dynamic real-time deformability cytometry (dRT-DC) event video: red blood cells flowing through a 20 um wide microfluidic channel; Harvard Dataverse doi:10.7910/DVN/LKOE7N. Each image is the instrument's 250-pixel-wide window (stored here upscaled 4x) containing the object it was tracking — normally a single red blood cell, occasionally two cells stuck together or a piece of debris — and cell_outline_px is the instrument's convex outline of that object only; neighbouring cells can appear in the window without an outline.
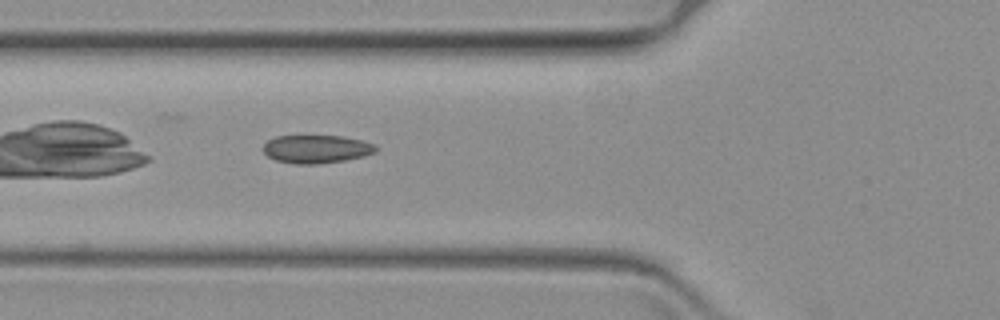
{"species": "common noctule bat (a hibernating species)", "species_latin": "Nyctalus noctula", "temperature_condition": "warm", "stored_images_in_passage": 42, "camera_frame_rate_fps": 3000, "um_per_image_px": 0.085, "animal": {"sex": "female", "body_mass_g": 19.3, "forearm_length_mm": 54.1}, "frame": {"image": 1, "passage_image": 5, "time_ms": 1.333, "image_size_px": [1000, 320], "cell_outline_px": [[376, 152], [364, 156], [344, 160], [316, 164], [296, 164], [276, 160], [268, 156], [264, 152], [264, 144], [268, 140], [276, 136], [340, 136], [360, 140], [376, 144]], "centroid_in_image_um": [26.9, 12.67], "position_along_channel_um": 98.9, "area_um2": 18.32}}
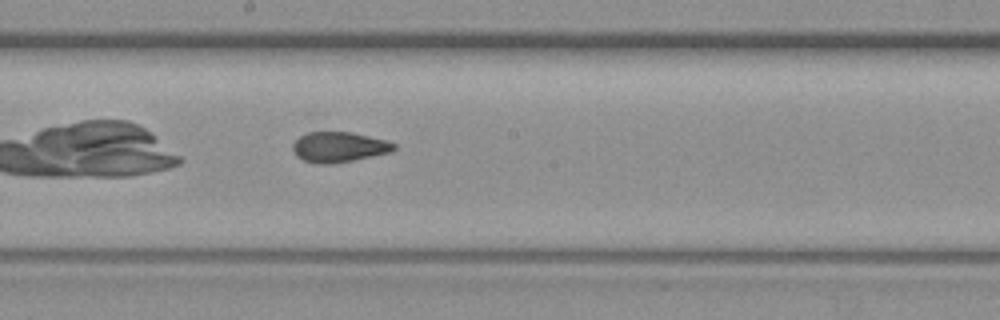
{"frame": {"image": 2, "passage_image": 16, "time_ms": 5.0, "image_size_px": [1000, 320], "cell_outline_px": [[396, 148], [392, 152], [332, 164], [316, 164], [304, 160], [296, 156], [292, 148], [292, 144], [300, 136], [308, 132], [348, 132], [388, 140], [396, 144]], "centroid_in_image_um": [28.81, 12.5], "position_along_channel_um": 219.4, "area_um2": 17.86}}
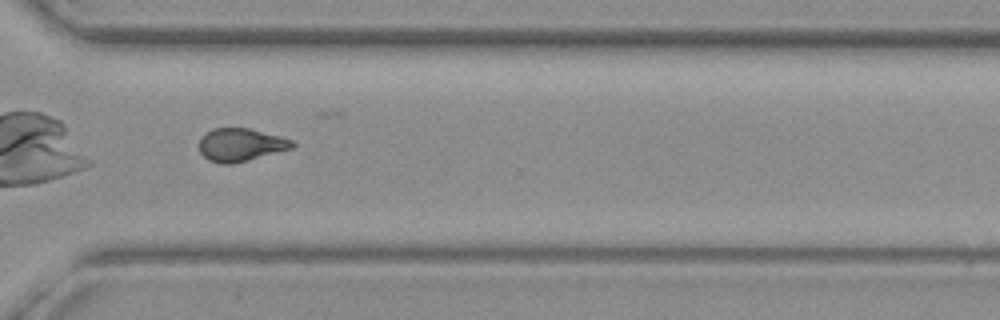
{"frame": {"image": 3, "passage_image": 28, "time_ms": 9.0, "image_size_px": [1000, 320], "cell_outline_px": [[296, 144], [292, 148], [248, 160], [232, 164], [220, 164], [208, 160], [200, 152], [200, 136], [212, 128], [248, 128], [280, 136], [292, 140]], "centroid_in_image_um": [20.43, 12.31], "position_along_channel_um": 350.2, "area_um2": 17.86}}